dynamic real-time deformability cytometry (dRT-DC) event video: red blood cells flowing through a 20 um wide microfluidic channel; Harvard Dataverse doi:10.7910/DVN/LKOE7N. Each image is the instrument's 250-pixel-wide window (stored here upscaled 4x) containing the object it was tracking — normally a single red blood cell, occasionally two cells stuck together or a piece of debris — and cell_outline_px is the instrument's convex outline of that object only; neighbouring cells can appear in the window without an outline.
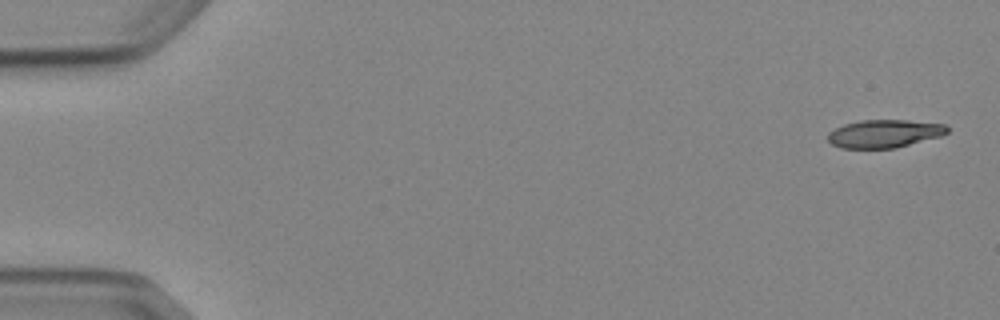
{"species": "Egyptian fruit bat (a non-hibernating species)", "species_latin": "Rousettus aegyptiacus", "temperature_condition": "cold", "stored_images_in_passage": 5, "camera_frame_rate_fps": 3000, "um_per_image_px": 0.085, "animal": {"sex": "female"}, "frame": {"image": 1, "passage_image": 1, "time_ms": 0.0, "image_size_px": [1000, 320], "cell_outline_px": [[948, 132], [940, 136], [896, 148], [840, 148], [832, 144], [828, 140], [828, 132], [844, 124], [860, 120], [908, 120], [944, 124], [948, 128]], "centroid_in_image_um": [75.15, 11.36], "position_along_channel_um": 9.8, "area_um2": 19.42}}
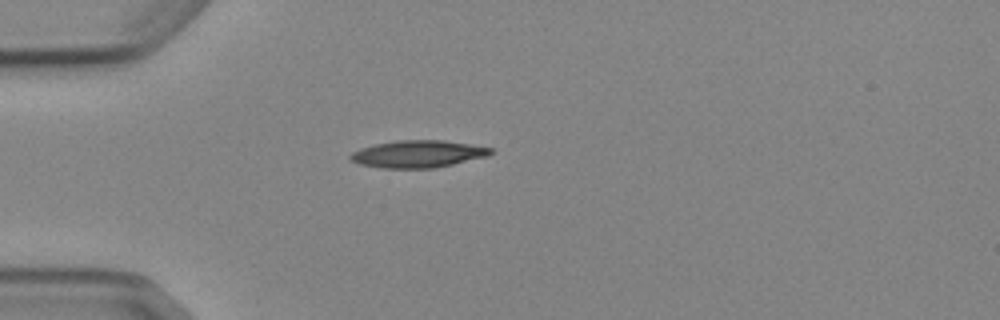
{"frame": {"image": 2, "passage_image": 4, "time_ms": 4.333, "image_size_px": [1000, 320], "cell_outline_px": [[492, 152], [488, 156], [452, 164], [432, 168], [380, 168], [360, 164], [352, 160], [348, 156], [352, 152], [360, 148], [376, 144], [400, 140], [444, 140], [492, 148]], "centroid_in_image_um": [35.5, 13.09], "position_along_channel_um": 49.5, "area_um2": 22.02}}